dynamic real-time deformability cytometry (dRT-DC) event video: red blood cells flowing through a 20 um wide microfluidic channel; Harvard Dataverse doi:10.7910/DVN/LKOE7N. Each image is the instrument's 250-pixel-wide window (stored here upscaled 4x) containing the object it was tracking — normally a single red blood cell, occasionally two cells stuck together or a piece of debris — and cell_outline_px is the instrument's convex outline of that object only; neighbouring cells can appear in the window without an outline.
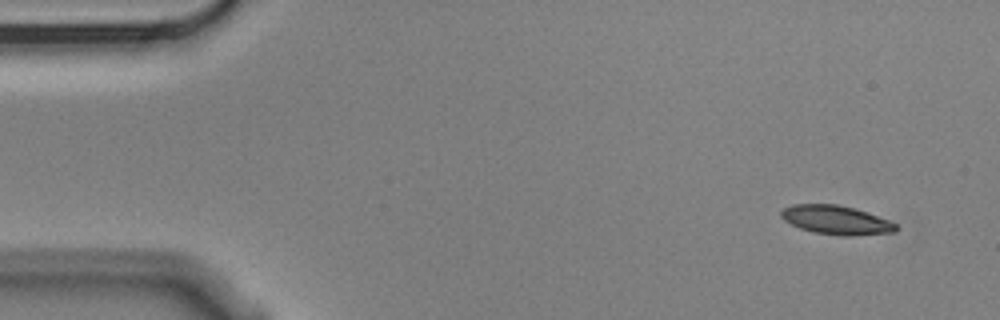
{"species": "Egyptian fruit bat (a non-hibernating species)", "species_latin": "Rousettus aegyptiacus", "temperature_condition": "cold", "stored_images_in_passage": 14, "segment_of_instrument_passage": [1, 2], "camera_frame_rate_fps": 3000, "um_per_image_px": 0.085, "animal": {"sex": "male"}, "frame": {"image": 1, "passage_image": 1, "time_ms": 0.0, "image_size_px": [1000, 320], "cell_outline_px": [[900, 228], [896, 232], [852, 236], [844, 236], [812, 232], [800, 228], [784, 220], [780, 216], [780, 212], [784, 208], [792, 204], [836, 204], [856, 208], [868, 212], [888, 220], [896, 224]], "centroid_in_image_um": [71.1, 18.7], "position_along_channel_um": 13.9, "area_um2": 19.54}}
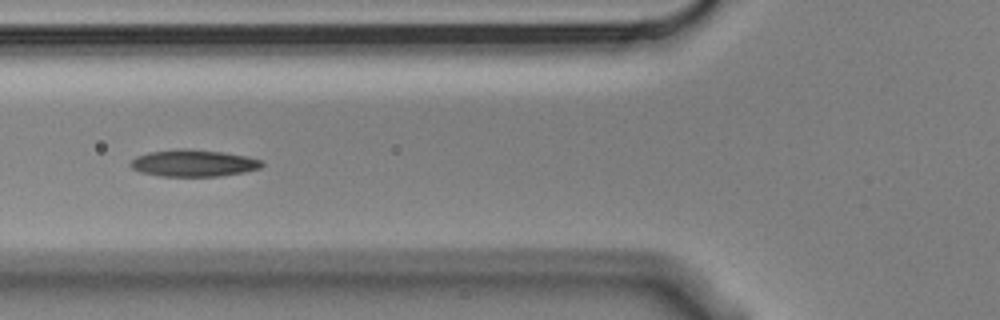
{"frame": {"image": 2, "passage_image": 5, "time_ms": 1.333, "image_size_px": [1000, 320], "cell_outline_px": [[264, 164], [260, 168], [244, 172], [220, 176], [160, 176], [140, 172], [132, 168], [128, 164], [136, 156], [148, 152], [176, 148], [188, 148], [224, 152], [248, 156], [260, 160]], "centroid_in_image_um": [16.42, 13.85], "position_along_channel_um": 109.4, "area_um2": 20.81}}
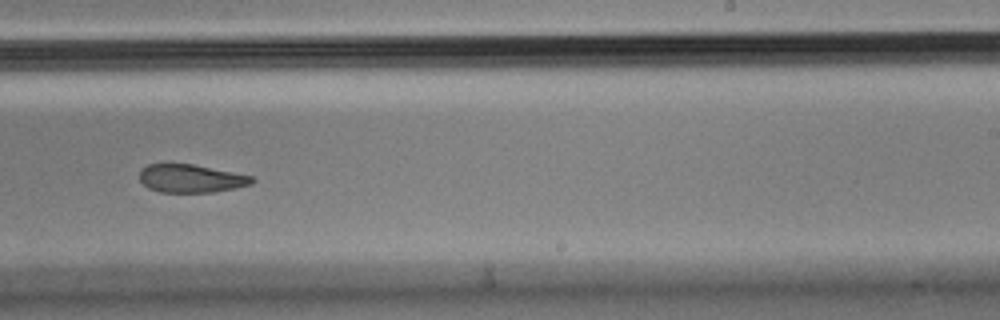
{"frame": {"image": 3, "passage_image": 9, "time_ms": 2.667, "image_size_px": [1000, 320], "cell_outline_px": [[256, 180], [252, 184], [236, 188], [212, 192], [160, 192], [148, 188], [140, 180], [140, 168], [148, 164], [192, 164], [252, 176]], "centroid_in_image_um": [16.23, 15.17], "position_along_channel_um": 272.8, "area_um2": 18.38}}